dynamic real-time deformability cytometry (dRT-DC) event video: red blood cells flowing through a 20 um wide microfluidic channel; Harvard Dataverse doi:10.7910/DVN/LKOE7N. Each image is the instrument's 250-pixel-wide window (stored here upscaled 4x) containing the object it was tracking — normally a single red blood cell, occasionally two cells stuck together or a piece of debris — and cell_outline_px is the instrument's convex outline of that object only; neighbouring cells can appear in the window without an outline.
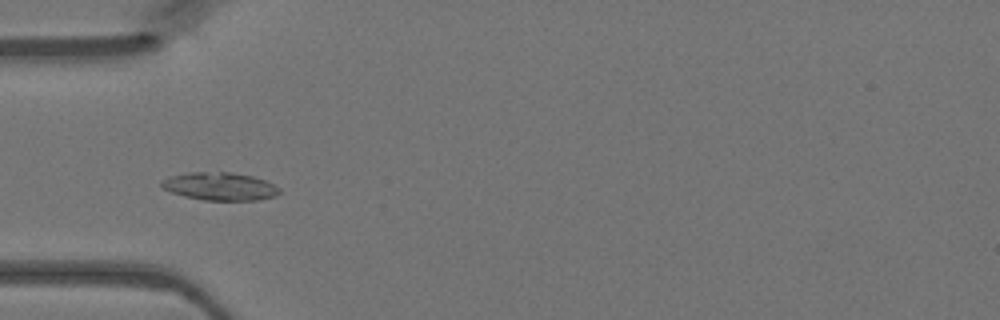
{"species": "Egyptian fruit bat (a non-hibernating species)", "species_latin": "Rousettus aegyptiacus", "temperature_condition": "warm", "stored_images_in_passage": 40, "camera_frame_rate_fps": 3000, "um_per_image_px": 0.085, "animal": {"sex": "female"}, "frame": {"image": 1, "passage_image": 7, "time_ms": 2.0, "image_size_px": [1000, 320], "cell_outline_px": [[280, 192], [276, 196], [260, 200], [204, 200], [184, 196], [172, 192], [164, 188], [160, 184], [160, 180], [168, 176], [188, 172], [232, 172], [252, 176], [264, 180], [280, 188]], "centroid_in_image_um": [18.68, 15.83], "position_along_channel_um": 66.3, "area_um2": 19.25}}
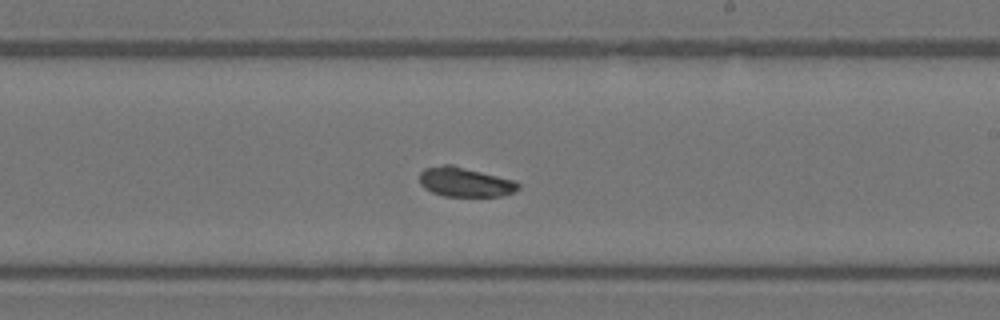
{"frame": {"image": 2, "passage_image": 20, "time_ms": 6.333, "image_size_px": [1000, 320], "cell_outline_px": [[520, 188], [512, 192], [500, 196], [444, 196], [432, 192], [424, 188], [420, 184], [420, 172], [424, 168], [444, 164], [452, 164], [516, 180], [520, 184]], "centroid_in_image_um": [39.53, 15.46], "position_along_channel_um": 249.5, "area_um2": 17.11}}
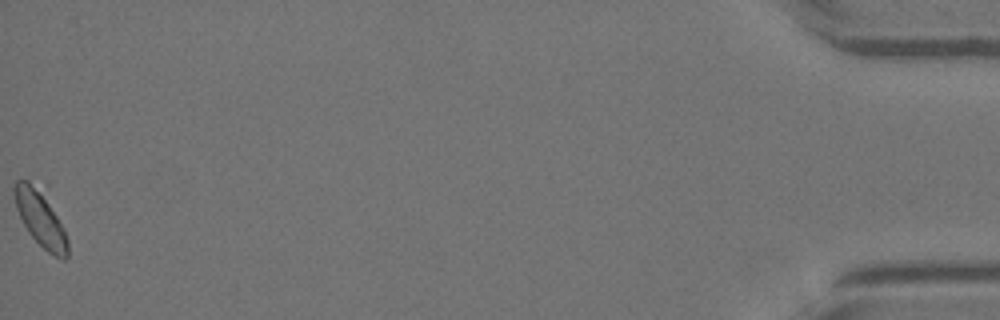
{"frame": {"image": 3, "passage_image": 40, "time_ms": 13.0, "image_size_px": [1000, 320], "cell_outline_px": [[68, 256], [64, 260], [60, 260], [48, 252], [28, 232], [16, 208], [12, 192], [12, 188], [16, 180], [28, 180], [36, 184], [40, 188], [64, 228], [68, 240]], "centroid_in_image_um": [3.43, 18.56], "position_along_channel_um": 431.8, "area_um2": 17.34}}